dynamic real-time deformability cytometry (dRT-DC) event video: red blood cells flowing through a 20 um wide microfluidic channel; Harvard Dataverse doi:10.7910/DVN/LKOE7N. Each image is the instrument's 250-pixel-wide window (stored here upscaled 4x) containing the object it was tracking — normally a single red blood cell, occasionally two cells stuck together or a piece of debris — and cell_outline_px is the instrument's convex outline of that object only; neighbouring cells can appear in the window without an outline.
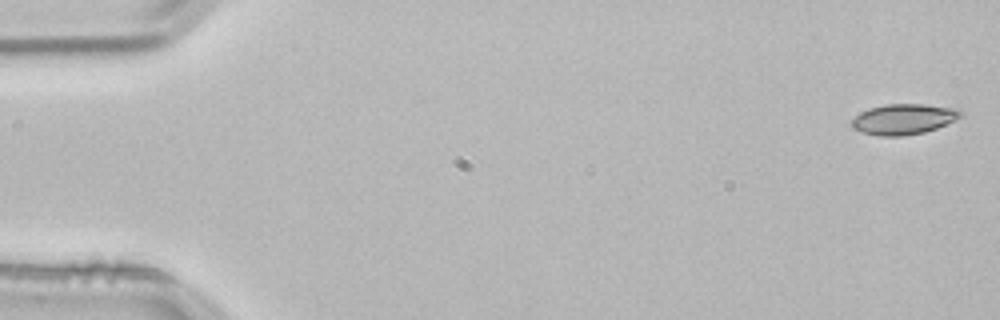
{"species": "common noctule bat (a hibernating species)", "species_latin": "Nyctalus noctula", "temperature_condition": "room temperature", "stored_images_in_passage": 12, "camera_frame_rate_fps": 3000, "um_per_image_px": 0.085, "animal": {"sex": "male", "body_mass_g": 21.5, "forearm_length_mm": 52.0}, "frame": {"image": 1, "passage_image": 1, "time_ms": 0.0, "image_size_px": [1000, 320], "cell_outline_px": [[964, 116], [936, 128], [924, 132], [900, 136], [876, 136], [860, 132], [852, 128], [848, 124], [860, 112], [868, 108], [888, 104], [924, 104], [960, 108], [964, 112]], "centroid_in_image_um": [76.81, 10.12], "position_along_channel_um": 8.2, "area_um2": 19.71}}